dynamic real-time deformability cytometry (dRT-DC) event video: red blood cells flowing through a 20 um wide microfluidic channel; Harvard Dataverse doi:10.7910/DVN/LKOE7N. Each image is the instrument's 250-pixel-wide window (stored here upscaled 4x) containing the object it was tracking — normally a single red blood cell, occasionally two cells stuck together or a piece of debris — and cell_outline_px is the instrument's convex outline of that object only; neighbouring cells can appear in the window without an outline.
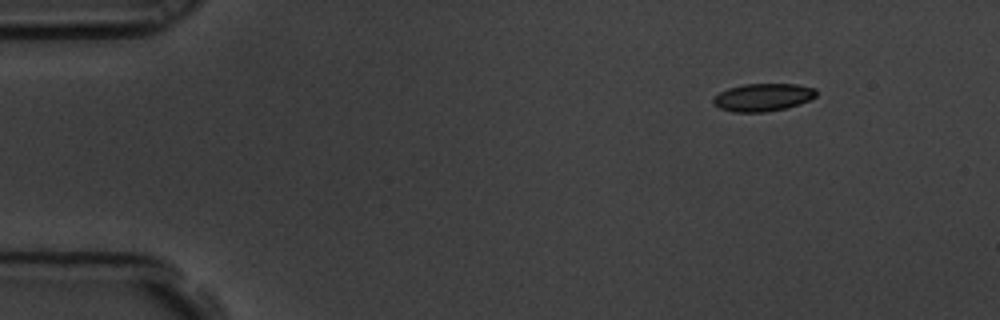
{"species": "common noctule bat (a hibernating species)", "species_latin": "Nyctalus noctula", "temperature_condition": "room temperature", "stored_images_in_passage": 6, "segment_of_instrument_passage": [2, 2], "camera_frame_rate_fps": 3000, "um_per_image_px": 0.085, "animal": {"sex": "male", "body_mass_g": 19.5, "forearm_length_mm": 54.6}, "frame": {"image": 1, "passage_image": 6, "time_ms": 1.667, "image_size_px": [1000, 320], "cell_outline_px": [[816, 96], [800, 104], [784, 108], [764, 112], [732, 112], [720, 108], [712, 104], [712, 100], [720, 92], [728, 88], [744, 84], [796, 84], [816, 88]], "centroid_in_image_um": [64.83, 8.27], "position_along_channel_um": 20.2, "area_um2": 16.59}}